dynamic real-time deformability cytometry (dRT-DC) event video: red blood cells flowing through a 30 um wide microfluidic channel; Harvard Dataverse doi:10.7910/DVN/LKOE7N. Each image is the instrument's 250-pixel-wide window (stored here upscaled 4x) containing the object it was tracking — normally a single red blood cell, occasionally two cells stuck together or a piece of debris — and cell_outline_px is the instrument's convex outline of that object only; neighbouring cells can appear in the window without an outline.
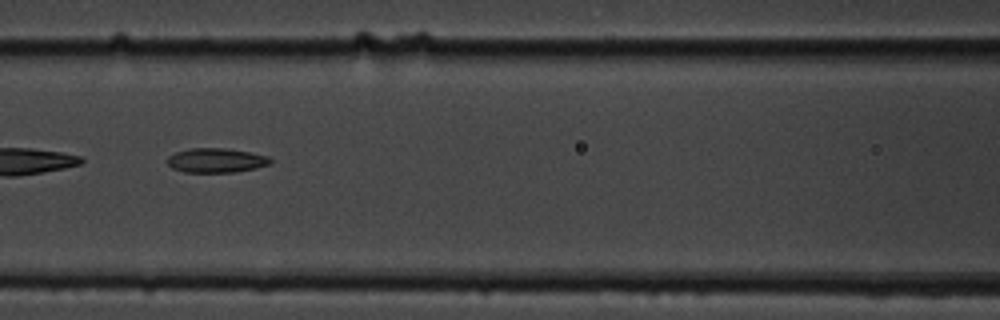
{"species": "common noctule bat (a hibernating species)", "species_latin": "Nyctalus noctula", "temperature_condition": "cold", "stored_images_in_passage": 15, "camera_frame_rate_fps": 3000, "um_per_image_px": 0.085, "animal": {"sex": "male", "body_mass_g": 19.5, "forearm_length_mm": 54.6}, "frame": {"image": 1, "passage_image": 7, "time_ms": 7.667, "image_size_px": [1000, 320], "cell_outline_px": [[272, 164], [256, 168], [236, 172], [184, 172], [172, 168], [168, 164], [168, 156], [176, 152], [188, 148], [228, 148], [252, 152], [268, 156], [272, 160]], "centroid_in_image_um": [18.41, 13.62], "position_along_channel_um": 148.2, "area_um2": 14.85}}
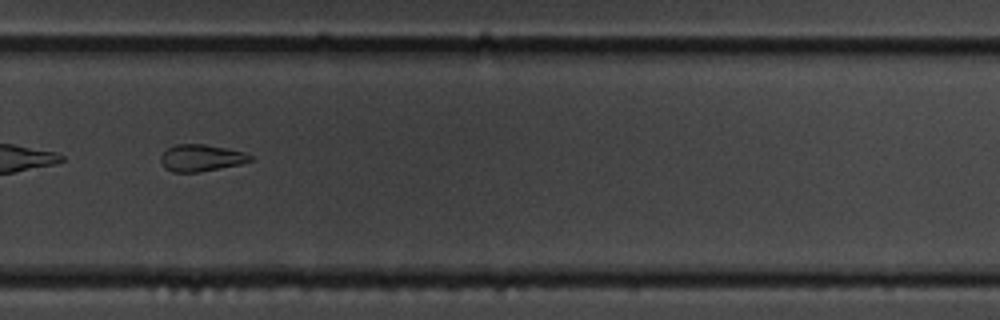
{"frame": {"image": 2, "passage_image": 11, "time_ms": 12.333, "image_size_px": [1000, 320], "cell_outline_px": [[256, 160], [240, 164], [200, 172], [172, 172], [164, 168], [160, 160], [160, 156], [168, 148], [176, 144], [204, 144], [244, 152], [252, 156]], "centroid_in_image_um": [17.1, 13.43], "position_along_channel_um": 312.7, "area_um2": 14.05}}
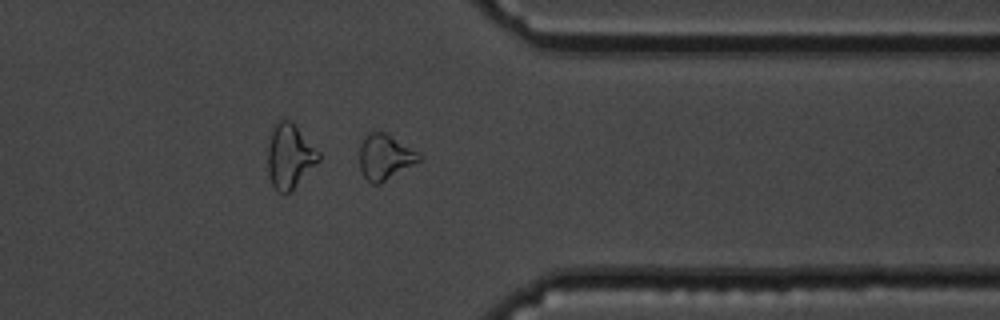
{"frame": {"image": 3, "passage_image": 13, "time_ms": 14.333, "image_size_px": [1000, 320], "cell_outline_px": [[420, 160], [380, 184], [372, 184], [364, 176], [360, 168], [360, 144], [368, 132], [372, 128], [384, 132], [420, 152]], "centroid_in_image_um": [32.7, 13.31], "position_along_channel_um": 378.7, "area_um2": 15.78}, "authors_computed_cell_mechanics": {"area_um2": 15.7794, "velocity_mm_per_s": 3.5376, "shape_relaxation_time_tau1_ms": 3.3382, "shape_relaxation_time_tau2_ms": 4.9711, "deformation_change_tau1": 0.1283, "deformation_change_tau2": 0.1328}}